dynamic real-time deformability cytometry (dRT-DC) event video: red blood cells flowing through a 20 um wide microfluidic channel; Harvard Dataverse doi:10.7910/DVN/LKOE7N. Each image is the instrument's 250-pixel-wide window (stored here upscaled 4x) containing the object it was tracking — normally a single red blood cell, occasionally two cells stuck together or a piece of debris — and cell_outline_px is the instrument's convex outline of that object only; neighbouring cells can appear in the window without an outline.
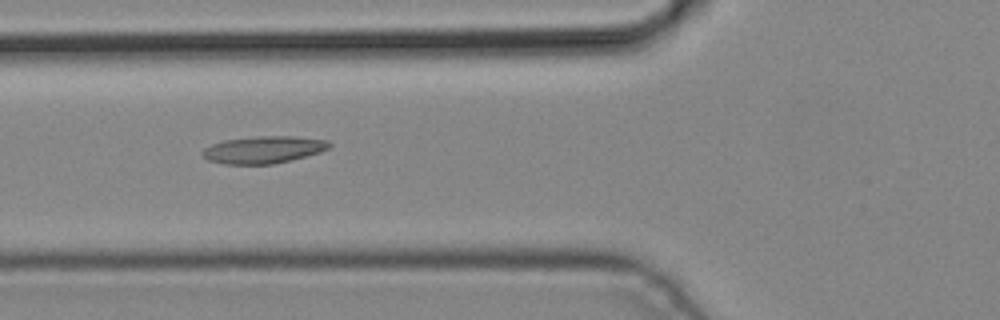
{"species": "common noctule bat (a hibernating species)", "species_latin": "Nyctalus noctula", "temperature_condition": "cold", "stored_images_in_passage": 4, "camera_frame_rate_fps": 3000, "um_per_image_px": 0.085, "animal": {"sex": "male", "body_mass_g": 19.2, "forearm_length_mm": 51.8}, "frame": {"image": 1, "passage_image": 4, "time_ms": 1.0, "image_size_px": [1000, 320], "cell_outline_px": [[332, 144], [328, 148], [320, 152], [272, 164], [224, 164], [208, 160], [200, 152], [204, 148], [212, 144], [224, 140], [256, 136], [292, 136], [328, 140]], "centroid_in_image_um": [22.37, 12.71], "position_along_channel_um": 103.4, "area_um2": 19.94}}